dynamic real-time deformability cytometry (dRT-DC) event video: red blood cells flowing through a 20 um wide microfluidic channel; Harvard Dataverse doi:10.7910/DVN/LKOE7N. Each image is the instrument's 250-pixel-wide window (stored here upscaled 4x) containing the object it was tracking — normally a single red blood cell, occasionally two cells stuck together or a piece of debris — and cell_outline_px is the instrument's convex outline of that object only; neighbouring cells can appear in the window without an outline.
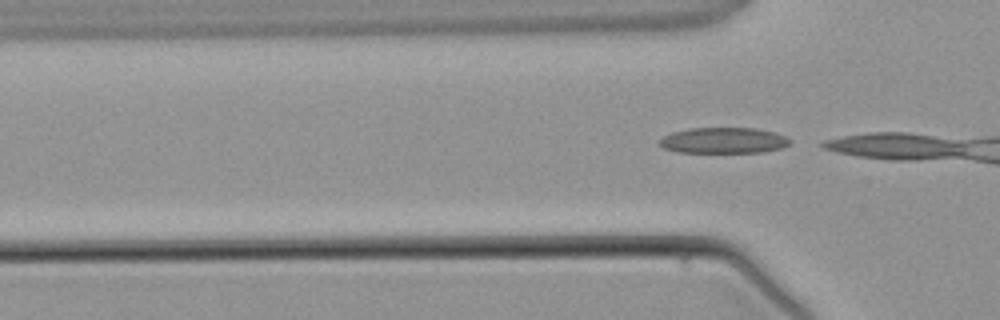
{"species": "common noctule bat (a hibernating species)", "species_latin": "Nyctalus noctula", "temperature_condition": "warm", "stored_images_in_passage": 5, "segment_of_instrument_passage": [2, 2], "camera_frame_rate_fps": 3000, "um_per_image_px": 0.085, "animal": {"sex": "male", "body_mass_g": 21.5, "forearm_length_mm": 52.0}, "frame": {"image": 1, "passage_image": 5, "time_ms": 5.0, "image_size_px": [1000, 320], "cell_outline_px": [[792, 140], [788, 144], [780, 148], [764, 152], [676, 152], [664, 148], [656, 144], [664, 136], [672, 132], [688, 128], [756, 128], [776, 132]], "centroid_in_image_um": [61.48, 11.93], "position_along_channel_um": 64.3, "area_um2": 19.71}}